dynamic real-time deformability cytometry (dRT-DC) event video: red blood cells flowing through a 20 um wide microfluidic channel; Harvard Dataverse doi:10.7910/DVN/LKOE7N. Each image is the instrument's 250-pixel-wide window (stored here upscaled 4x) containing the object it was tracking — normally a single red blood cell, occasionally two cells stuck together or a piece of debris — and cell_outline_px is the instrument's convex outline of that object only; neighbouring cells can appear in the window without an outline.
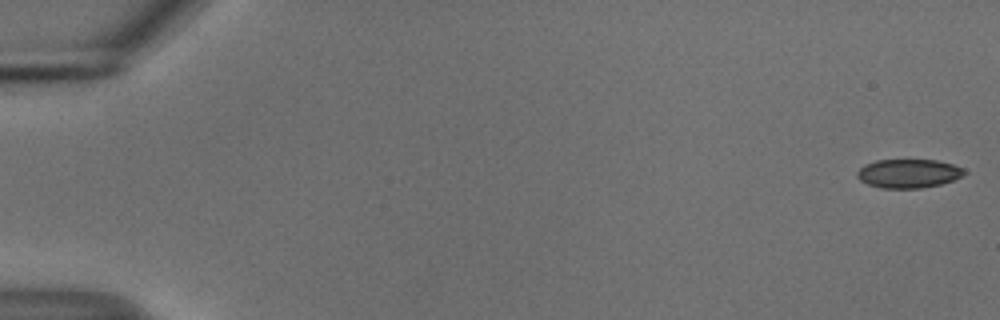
{"species": "common noctule bat (a hibernating species)", "species_latin": "Nyctalus noctula", "temperature_condition": "cold", "stored_images_in_passage": 55, "camera_frame_rate_fps": 3000, "um_per_image_px": 0.085, "animal": {"sex": "male", "body_mass_g": 18.8}, "frame": {"image": 1, "passage_image": 1, "time_ms": 0.0, "image_size_px": [1000, 320], "cell_outline_px": [[968, 172], [952, 180], [940, 184], [920, 188], [880, 188], [868, 184], [860, 180], [856, 176], [856, 172], [864, 164], [876, 160], [936, 160], [952, 164], [964, 168]], "centroid_in_image_um": [77.2, 14.74], "position_along_channel_um": 7.8, "area_um2": 17.98}}
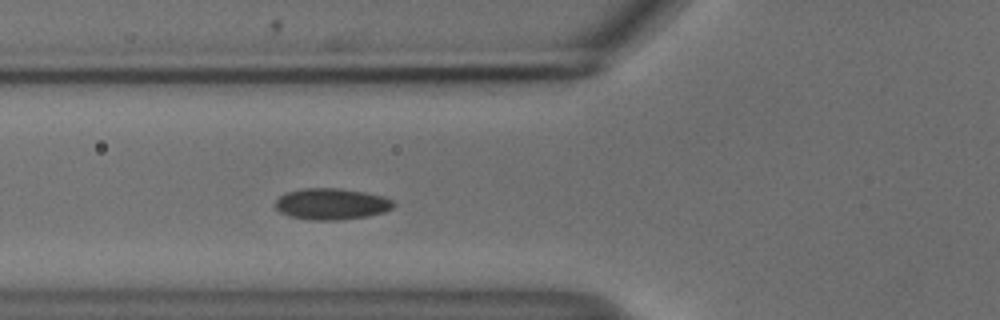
{"frame": {"image": 2, "passage_image": 21, "time_ms": 6.667, "image_size_px": [1000, 320], "cell_outline_px": [[396, 204], [392, 208], [384, 212], [368, 216], [336, 220], [308, 220], [288, 216], [280, 212], [276, 208], [276, 200], [280, 196], [288, 192], [304, 188], [340, 188], [364, 192], [384, 196], [392, 200]], "centroid_in_image_um": [28.19, 17.34], "position_along_channel_um": 97.6, "area_um2": 21.62}}
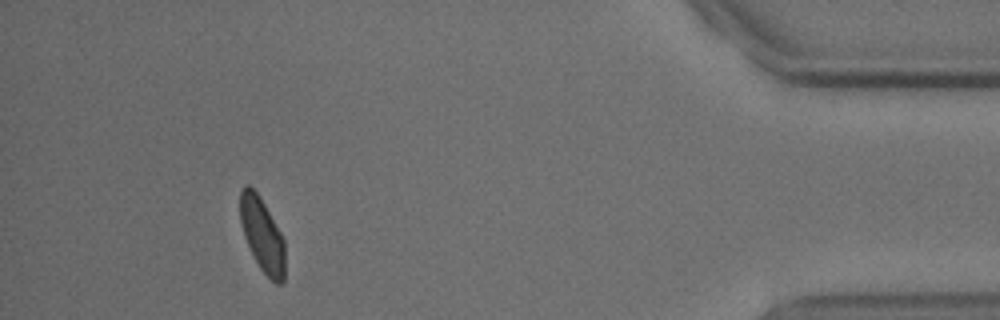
{"frame": {"image": 3, "passage_image": 51, "time_ms": 16.667, "image_size_px": [1000, 320], "cell_outline_px": [[284, 280], [280, 284], [276, 284], [260, 268], [244, 236], [240, 220], [240, 192], [244, 184], [248, 184], [260, 196], [280, 232], [284, 240]], "centroid_in_image_um": [22.28, 19.93], "position_along_channel_um": 412.9, "area_um2": 19.02}, "authors_computed_cell_mechanics": {"area_um2": 20.7502, "velocity_mm_per_s": 3.6839, "shape_relaxation_time_tau1_ms": null, "shape_relaxation_time_tau2_ms": 2.8661, "deformation_change_tau1": null, "deformation_change_tau2": 0.056}}